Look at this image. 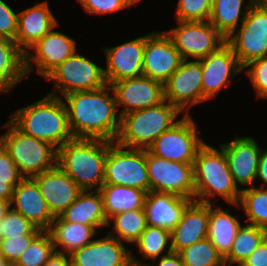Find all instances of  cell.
<instances>
[{
	"label": "cell",
	"mask_w": 267,
	"mask_h": 266,
	"mask_svg": "<svg viewBox=\"0 0 267 266\" xmlns=\"http://www.w3.org/2000/svg\"><path fill=\"white\" fill-rule=\"evenodd\" d=\"M109 90L113 88L107 84L96 90L64 95L68 123L74 138L116 140L121 116L116 115V97H111Z\"/></svg>",
	"instance_id": "1"
},
{
	"label": "cell",
	"mask_w": 267,
	"mask_h": 266,
	"mask_svg": "<svg viewBox=\"0 0 267 266\" xmlns=\"http://www.w3.org/2000/svg\"><path fill=\"white\" fill-rule=\"evenodd\" d=\"M10 121L20 131L51 144L56 150L74 139L65 103L56 90L38 102L13 112Z\"/></svg>",
	"instance_id": "2"
},
{
	"label": "cell",
	"mask_w": 267,
	"mask_h": 266,
	"mask_svg": "<svg viewBox=\"0 0 267 266\" xmlns=\"http://www.w3.org/2000/svg\"><path fill=\"white\" fill-rule=\"evenodd\" d=\"M109 141L104 139L74 138L57 150L56 164L84 191L100 190Z\"/></svg>",
	"instance_id": "3"
},
{
	"label": "cell",
	"mask_w": 267,
	"mask_h": 266,
	"mask_svg": "<svg viewBox=\"0 0 267 266\" xmlns=\"http://www.w3.org/2000/svg\"><path fill=\"white\" fill-rule=\"evenodd\" d=\"M193 172L195 201L211 204V197L221 196L230 204H238L241 189L233 181L226 154L221 147L219 150L205 143L197 152Z\"/></svg>",
	"instance_id": "4"
},
{
	"label": "cell",
	"mask_w": 267,
	"mask_h": 266,
	"mask_svg": "<svg viewBox=\"0 0 267 266\" xmlns=\"http://www.w3.org/2000/svg\"><path fill=\"white\" fill-rule=\"evenodd\" d=\"M180 112L164 99L158 105L121 115L115 142L130 149H148L156 138L178 122L175 120Z\"/></svg>",
	"instance_id": "5"
},
{
	"label": "cell",
	"mask_w": 267,
	"mask_h": 266,
	"mask_svg": "<svg viewBox=\"0 0 267 266\" xmlns=\"http://www.w3.org/2000/svg\"><path fill=\"white\" fill-rule=\"evenodd\" d=\"M0 142L10 153L19 173L24 177H34L53 168L57 161V150L49 143L20 131L10 120Z\"/></svg>",
	"instance_id": "6"
},
{
	"label": "cell",
	"mask_w": 267,
	"mask_h": 266,
	"mask_svg": "<svg viewBox=\"0 0 267 266\" xmlns=\"http://www.w3.org/2000/svg\"><path fill=\"white\" fill-rule=\"evenodd\" d=\"M237 32L231 34L226 42L242 67L255 59L267 57V0H255L250 5Z\"/></svg>",
	"instance_id": "7"
},
{
	"label": "cell",
	"mask_w": 267,
	"mask_h": 266,
	"mask_svg": "<svg viewBox=\"0 0 267 266\" xmlns=\"http://www.w3.org/2000/svg\"><path fill=\"white\" fill-rule=\"evenodd\" d=\"M125 149V150H124ZM150 191L146 149L121 146L109 141L105 160L104 183Z\"/></svg>",
	"instance_id": "8"
},
{
	"label": "cell",
	"mask_w": 267,
	"mask_h": 266,
	"mask_svg": "<svg viewBox=\"0 0 267 266\" xmlns=\"http://www.w3.org/2000/svg\"><path fill=\"white\" fill-rule=\"evenodd\" d=\"M196 129L187 111L176 124L156 138L147 150L167 160L194 163L198 150L205 144L198 137Z\"/></svg>",
	"instance_id": "9"
},
{
	"label": "cell",
	"mask_w": 267,
	"mask_h": 266,
	"mask_svg": "<svg viewBox=\"0 0 267 266\" xmlns=\"http://www.w3.org/2000/svg\"><path fill=\"white\" fill-rule=\"evenodd\" d=\"M150 191L173 193L193 199L195 194L193 163L167 160L146 149Z\"/></svg>",
	"instance_id": "10"
},
{
	"label": "cell",
	"mask_w": 267,
	"mask_h": 266,
	"mask_svg": "<svg viewBox=\"0 0 267 266\" xmlns=\"http://www.w3.org/2000/svg\"><path fill=\"white\" fill-rule=\"evenodd\" d=\"M166 34L180 52L182 59L193 57L200 60L215 52L226 39L208 21H177Z\"/></svg>",
	"instance_id": "11"
},
{
	"label": "cell",
	"mask_w": 267,
	"mask_h": 266,
	"mask_svg": "<svg viewBox=\"0 0 267 266\" xmlns=\"http://www.w3.org/2000/svg\"><path fill=\"white\" fill-rule=\"evenodd\" d=\"M45 78L53 80L56 89L63 95L92 91L107 85L104 69L78 53L68 57Z\"/></svg>",
	"instance_id": "12"
},
{
	"label": "cell",
	"mask_w": 267,
	"mask_h": 266,
	"mask_svg": "<svg viewBox=\"0 0 267 266\" xmlns=\"http://www.w3.org/2000/svg\"><path fill=\"white\" fill-rule=\"evenodd\" d=\"M164 99L181 112L203 102L202 65L183 59L179 68L163 84Z\"/></svg>",
	"instance_id": "13"
},
{
	"label": "cell",
	"mask_w": 267,
	"mask_h": 266,
	"mask_svg": "<svg viewBox=\"0 0 267 266\" xmlns=\"http://www.w3.org/2000/svg\"><path fill=\"white\" fill-rule=\"evenodd\" d=\"M29 50L34 52L27 51L24 54L25 76L34 71L35 62L37 73L46 77L59 64L76 53V41L52 29Z\"/></svg>",
	"instance_id": "14"
},
{
	"label": "cell",
	"mask_w": 267,
	"mask_h": 266,
	"mask_svg": "<svg viewBox=\"0 0 267 266\" xmlns=\"http://www.w3.org/2000/svg\"><path fill=\"white\" fill-rule=\"evenodd\" d=\"M182 57L166 32L145 35L143 75L164 84L179 68Z\"/></svg>",
	"instance_id": "15"
},
{
	"label": "cell",
	"mask_w": 267,
	"mask_h": 266,
	"mask_svg": "<svg viewBox=\"0 0 267 266\" xmlns=\"http://www.w3.org/2000/svg\"><path fill=\"white\" fill-rule=\"evenodd\" d=\"M199 61L202 65L203 102L216 97L222 87L228 86L231 80L228 78L244 70L227 42Z\"/></svg>",
	"instance_id": "16"
},
{
	"label": "cell",
	"mask_w": 267,
	"mask_h": 266,
	"mask_svg": "<svg viewBox=\"0 0 267 266\" xmlns=\"http://www.w3.org/2000/svg\"><path fill=\"white\" fill-rule=\"evenodd\" d=\"M111 86L117 106L125 107L120 111V116L158 105L164 100L163 84L144 75L116 81Z\"/></svg>",
	"instance_id": "17"
},
{
	"label": "cell",
	"mask_w": 267,
	"mask_h": 266,
	"mask_svg": "<svg viewBox=\"0 0 267 266\" xmlns=\"http://www.w3.org/2000/svg\"><path fill=\"white\" fill-rule=\"evenodd\" d=\"M144 46L145 35L115 47L104 48L107 84L143 75Z\"/></svg>",
	"instance_id": "18"
},
{
	"label": "cell",
	"mask_w": 267,
	"mask_h": 266,
	"mask_svg": "<svg viewBox=\"0 0 267 266\" xmlns=\"http://www.w3.org/2000/svg\"><path fill=\"white\" fill-rule=\"evenodd\" d=\"M220 147L226 154L229 171L232 174L235 185L254 186L256 180L258 164L260 160L261 148L252 137H238Z\"/></svg>",
	"instance_id": "19"
},
{
	"label": "cell",
	"mask_w": 267,
	"mask_h": 266,
	"mask_svg": "<svg viewBox=\"0 0 267 266\" xmlns=\"http://www.w3.org/2000/svg\"><path fill=\"white\" fill-rule=\"evenodd\" d=\"M32 178L54 217L64 212L83 191L57 164Z\"/></svg>",
	"instance_id": "20"
},
{
	"label": "cell",
	"mask_w": 267,
	"mask_h": 266,
	"mask_svg": "<svg viewBox=\"0 0 267 266\" xmlns=\"http://www.w3.org/2000/svg\"><path fill=\"white\" fill-rule=\"evenodd\" d=\"M72 266H132L131 251L108 234L70 254Z\"/></svg>",
	"instance_id": "21"
},
{
	"label": "cell",
	"mask_w": 267,
	"mask_h": 266,
	"mask_svg": "<svg viewBox=\"0 0 267 266\" xmlns=\"http://www.w3.org/2000/svg\"><path fill=\"white\" fill-rule=\"evenodd\" d=\"M33 225L48 231L54 220L36 181L32 177L23 178L14 188L11 205Z\"/></svg>",
	"instance_id": "22"
},
{
	"label": "cell",
	"mask_w": 267,
	"mask_h": 266,
	"mask_svg": "<svg viewBox=\"0 0 267 266\" xmlns=\"http://www.w3.org/2000/svg\"><path fill=\"white\" fill-rule=\"evenodd\" d=\"M193 199L173 193L149 191L144 210L148 226L159 227L171 232L182 218L186 207Z\"/></svg>",
	"instance_id": "23"
},
{
	"label": "cell",
	"mask_w": 267,
	"mask_h": 266,
	"mask_svg": "<svg viewBox=\"0 0 267 266\" xmlns=\"http://www.w3.org/2000/svg\"><path fill=\"white\" fill-rule=\"evenodd\" d=\"M58 25L49 9L48 2H42L18 13L16 45L27 53L35 43ZM26 49H25V48Z\"/></svg>",
	"instance_id": "24"
},
{
	"label": "cell",
	"mask_w": 267,
	"mask_h": 266,
	"mask_svg": "<svg viewBox=\"0 0 267 266\" xmlns=\"http://www.w3.org/2000/svg\"><path fill=\"white\" fill-rule=\"evenodd\" d=\"M209 226V204L193 200L183 212L177 226L170 232V248L173 252L207 238Z\"/></svg>",
	"instance_id": "25"
},
{
	"label": "cell",
	"mask_w": 267,
	"mask_h": 266,
	"mask_svg": "<svg viewBox=\"0 0 267 266\" xmlns=\"http://www.w3.org/2000/svg\"><path fill=\"white\" fill-rule=\"evenodd\" d=\"M59 216L65 221L92 225L96 229L109 224L99 190L82 191L77 199Z\"/></svg>",
	"instance_id": "26"
},
{
	"label": "cell",
	"mask_w": 267,
	"mask_h": 266,
	"mask_svg": "<svg viewBox=\"0 0 267 266\" xmlns=\"http://www.w3.org/2000/svg\"><path fill=\"white\" fill-rule=\"evenodd\" d=\"M96 230L92 225L71 223L55 216L48 232L52 237L55 252L70 255L91 243V237L95 235ZM58 246L62 248L58 249Z\"/></svg>",
	"instance_id": "27"
},
{
	"label": "cell",
	"mask_w": 267,
	"mask_h": 266,
	"mask_svg": "<svg viewBox=\"0 0 267 266\" xmlns=\"http://www.w3.org/2000/svg\"><path fill=\"white\" fill-rule=\"evenodd\" d=\"M241 223L221 207L213 209L212 203L209 204V226L207 238L216 247L218 253L225 258L231 248Z\"/></svg>",
	"instance_id": "28"
},
{
	"label": "cell",
	"mask_w": 267,
	"mask_h": 266,
	"mask_svg": "<svg viewBox=\"0 0 267 266\" xmlns=\"http://www.w3.org/2000/svg\"><path fill=\"white\" fill-rule=\"evenodd\" d=\"M99 191L108 225L110 218L118 213L144 208L147 195L142 189L114 184H103Z\"/></svg>",
	"instance_id": "29"
},
{
	"label": "cell",
	"mask_w": 267,
	"mask_h": 266,
	"mask_svg": "<svg viewBox=\"0 0 267 266\" xmlns=\"http://www.w3.org/2000/svg\"><path fill=\"white\" fill-rule=\"evenodd\" d=\"M24 77V54L15 42L0 37V93L9 92Z\"/></svg>",
	"instance_id": "30"
},
{
	"label": "cell",
	"mask_w": 267,
	"mask_h": 266,
	"mask_svg": "<svg viewBox=\"0 0 267 266\" xmlns=\"http://www.w3.org/2000/svg\"><path fill=\"white\" fill-rule=\"evenodd\" d=\"M244 0H217L212 5L209 22L218 30V32L227 39L231 34L236 32L241 23L244 21L248 8L255 0H249L246 10H242ZM241 18V19H240Z\"/></svg>",
	"instance_id": "31"
},
{
	"label": "cell",
	"mask_w": 267,
	"mask_h": 266,
	"mask_svg": "<svg viewBox=\"0 0 267 266\" xmlns=\"http://www.w3.org/2000/svg\"><path fill=\"white\" fill-rule=\"evenodd\" d=\"M267 231L255 225L241 226L234 238L229 254L224 258L225 266H240L266 238Z\"/></svg>",
	"instance_id": "32"
},
{
	"label": "cell",
	"mask_w": 267,
	"mask_h": 266,
	"mask_svg": "<svg viewBox=\"0 0 267 266\" xmlns=\"http://www.w3.org/2000/svg\"><path fill=\"white\" fill-rule=\"evenodd\" d=\"M238 207H242L249 225L261 227L267 231V188L255 186L241 189Z\"/></svg>",
	"instance_id": "33"
},
{
	"label": "cell",
	"mask_w": 267,
	"mask_h": 266,
	"mask_svg": "<svg viewBox=\"0 0 267 266\" xmlns=\"http://www.w3.org/2000/svg\"><path fill=\"white\" fill-rule=\"evenodd\" d=\"M110 219L114 220V229L109 235L121 242L123 240L127 243H135L147 226L144 208L121 212Z\"/></svg>",
	"instance_id": "34"
},
{
	"label": "cell",
	"mask_w": 267,
	"mask_h": 266,
	"mask_svg": "<svg viewBox=\"0 0 267 266\" xmlns=\"http://www.w3.org/2000/svg\"><path fill=\"white\" fill-rule=\"evenodd\" d=\"M185 266H225L224 258L208 239H202L178 252Z\"/></svg>",
	"instance_id": "35"
},
{
	"label": "cell",
	"mask_w": 267,
	"mask_h": 266,
	"mask_svg": "<svg viewBox=\"0 0 267 266\" xmlns=\"http://www.w3.org/2000/svg\"><path fill=\"white\" fill-rule=\"evenodd\" d=\"M55 252L48 231H42L24 250L13 266H43Z\"/></svg>",
	"instance_id": "36"
},
{
	"label": "cell",
	"mask_w": 267,
	"mask_h": 266,
	"mask_svg": "<svg viewBox=\"0 0 267 266\" xmlns=\"http://www.w3.org/2000/svg\"><path fill=\"white\" fill-rule=\"evenodd\" d=\"M169 242L171 240L168 230L147 225L135 244L143 257L156 261L157 257L166 250Z\"/></svg>",
	"instance_id": "37"
},
{
	"label": "cell",
	"mask_w": 267,
	"mask_h": 266,
	"mask_svg": "<svg viewBox=\"0 0 267 266\" xmlns=\"http://www.w3.org/2000/svg\"><path fill=\"white\" fill-rule=\"evenodd\" d=\"M36 228L21 213L14 211L12 208L6 213L1 220V239L20 238L30 234Z\"/></svg>",
	"instance_id": "38"
},
{
	"label": "cell",
	"mask_w": 267,
	"mask_h": 266,
	"mask_svg": "<svg viewBox=\"0 0 267 266\" xmlns=\"http://www.w3.org/2000/svg\"><path fill=\"white\" fill-rule=\"evenodd\" d=\"M212 6L207 0H179L176 10L177 21H206Z\"/></svg>",
	"instance_id": "39"
},
{
	"label": "cell",
	"mask_w": 267,
	"mask_h": 266,
	"mask_svg": "<svg viewBox=\"0 0 267 266\" xmlns=\"http://www.w3.org/2000/svg\"><path fill=\"white\" fill-rule=\"evenodd\" d=\"M41 232L42 230L36 227L30 234L20 238L0 239V254L13 266L24 250Z\"/></svg>",
	"instance_id": "40"
},
{
	"label": "cell",
	"mask_w": 267,
	"mask_h": 266,
	"mask_svg": "<svg viewBox=\"0 0 267 266\" xmlns=\"http://www.w3.org/2000/svg\"><path fill=\"white\" fill-rule=\"evenodd\" d=\"M243 69H246V73L257 92V97L267 98V57L255 59L245 65Z\"/></svg>",
	"instance_id": "41"
},
{
	"label": "cell",
	"mask_w": 267,
	"mask_h": 266,
	"mask_svg": "<svg viewBox=\"0 0 267 266\" xmlns=\"http://www.w3.org/2000/svg\"><path fill=\"white\" fill-rule=\"evenodd\" d=\"M139 0H78L90 14L112 13L134 5Z\"/></svg>",
	"instance_id": "42"
},
{
	"label": "cell",
	"mask_w": 267,
	"mask_h": 266,
	"mask_svg": "<svg viewBox=\"0 0 267 266\" xmlns=\"http://www.w3.org/2000/svg\"><path fill=\"white\" fill-rule=\"evenodd\" d=\"M18 13L3 0H0V37L16 41Z\"/></svg>",
	"instance_id": "43"
},
{
	"label": "cell",
	"mask_w": 267,
	"mask_h": 266,
	"mask_svg": "<svg viewBox=\"0 0 267 266\" xmlns=\"http://www.w3.org/2000/svg\"><path fill=\"white\" fill-rule=\"evenodd\" d=\"M23 178L10 153L0 142V181H6V184H18Z\"/></svg>",
	"instance_id": "44"
},
{
	"label": "cell",
	"mask_w": 267,
	"mask_h": 266,
	"mask_svg": "<svg viewBox=\"0 0 267 266\" xmlns=\"http://www.w3.org/2000/svg\"><path fill=\"white\" fill-rule=\"evenodd\" d=\"M240 266H267V236Z\"/></svg>",
	"instance_id": "45"
},
{
	"label": "cell",
	"mask_w": 267,
	"mask_h": 266,
	"mask_svg": "<svg viewBox=\"0 0 267 266\" xmlns=\"http://www.w3.org/2000/svg\"><path fill=\"white\" fill-rule=\"evenodd\" d=\"M131 263L132 266H147V264L142 265V262L140 263V261L136 260L135 257L132 256V253H131ZM152 266H154V264ZM157 266H185V265L182 262L179 253L173 252L169 244L166 254L161 257V259L158 261Z\"/></svg>",
	"instance_id": "46"
},
{
	"label": "cell",
	"mask_w": 267,
	"mask_h": 266,
	"mask_svg": "<svg viewBox=\"0 0 267 266\" xmlns=\"http://www.w3.org/2000/svg\"><path fill=\"white\" fill-rule=\"evenodd\" d=\"M43 266H72L70 255L54 252Z\"/></svg>",
	"instance_id": "47"
},
{
	"label": "cell",
	"mask_w": 267,
	"mask_h": 266,
	"mask_svg": "<svg viewBox=\"0 0 267 266\" xmlns=\"http://www.w3.org/2000/svg\"><path fill=\"white\" fill-rule=\"evenodd\" d=\"M256 178L261 179V187L265 188L267 185V149L261 150Z\"/></svg>",
	"instance_id": "48"
},
{
	"label": "cell",
	"mask_w": 267,
	"mask_h": 266,
	"mask_svg": "<svg viewBox=\"0 0 267 266\" xmlns=\"http://www.w3.org/2000/svg\"><path fill=\"white\" fill-rule=\"evenodd\" d=\"M18 184H6V181H0V198H5L12 201L14 188Z\"/></svg>",
	"instance_id": "49"
},
{
	"label": "cell",
	"mask_w": 267,
	"mask_h": 266,
	"mask_svg": "<svg viewBox=\"0 0 267 266\" xmlns=\"http://www.w3.org/2000/svg\"><path fill=\"white\" fill-rule=\"evenodd\" d=\"M10 208H11V202L5 198H0V239L2 236L1 220L4 218V216L9 211Z\"/></svg>",
	"instance_id": "50"
},
{
	"label": "cell",
	"mask_w": 267,
	"mask_h": 266,
	"mask_svg": "<svg viewBox=\"0 0 267 266\" xmlns=\"http://www.w3.org/2000/svg\"><path fill=\"white\" fill-rule=\"evenodd\" d=\"M0 266H12V265L0 254Z\"/></svg>",
	"instance_id": "51"
},
{
	"label": "cell",
	"mask_w": 267,
	"mask_h": 266,
	"mask_svg": "<svg viewBox=\"0 0 267 266\" xmlns=\"http://www.w3.org/2000/svg\"><path fill=\"white\" fill-rule=\"evenodd\" d=\"M209 4L212 6L217 0H207Z\"/></svg>",
	"instance_id": "52"
}]
</instances>
